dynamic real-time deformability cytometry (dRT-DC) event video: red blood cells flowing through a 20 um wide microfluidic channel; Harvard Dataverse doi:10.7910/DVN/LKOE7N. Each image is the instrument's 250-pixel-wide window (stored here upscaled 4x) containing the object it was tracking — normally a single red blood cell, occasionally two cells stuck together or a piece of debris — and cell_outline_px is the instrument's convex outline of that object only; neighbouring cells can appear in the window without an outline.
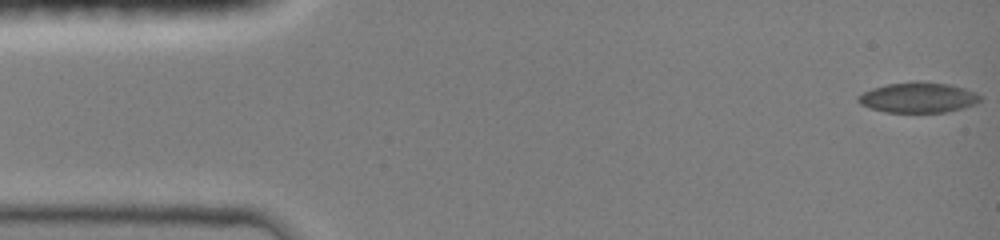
{"species": "common noctule bat (a hibernating species)", "species_latin": "Nyctalus noctula", "temperature_condition": "room temperature", "stored_images_in_passage": 19, "camera_frame_rate_fps": 3000, "um_per_image_px": 0.085, "animal": {"sex": "female", "body_mass_g": 19.0, "forearm_length_mm": 51.5}, "frame": {"image": 1, "passage_image": 1, "time_ms": 0.0, "image_size_px": [1000, 240], "cell_outline_px": [[984, 96], [976, 104], [948, 112], [884, 112], [860, 104], [856, 100], [856, 96], [872, 88], [888, 84], [916, 80], [948, 84], [964, 88], [976, 92]], "centroid_in_image_um": [78.06, 8.28], "position_along_channel_um": 6.9, "area_um2": 21.79}}
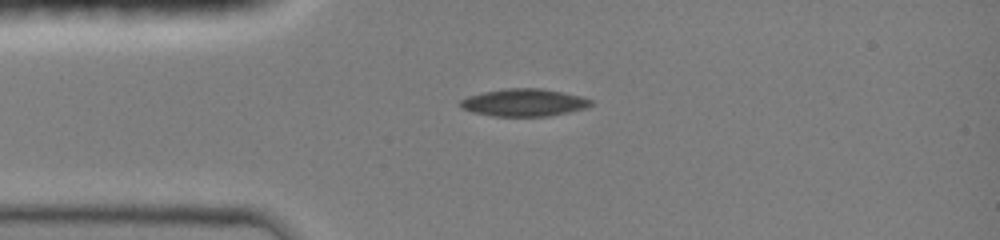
{"frame": {"image": 2, "passage_image": 14, "time_ms": 3.333, "image_size_px": [1000, 240], "cell_outline_px": [[592, 104], [588, 108], [548, 116], [496, 116], [472, 112], [460, 108], [460, 100], [468, 96], [484, 92], [504, 88], [540, 88], [580, 96], [592, 100]], "centroid_in_image_um": [44.53, 8.72], "position_along_channel_um": 40.5, "area_um2": 20.81}}